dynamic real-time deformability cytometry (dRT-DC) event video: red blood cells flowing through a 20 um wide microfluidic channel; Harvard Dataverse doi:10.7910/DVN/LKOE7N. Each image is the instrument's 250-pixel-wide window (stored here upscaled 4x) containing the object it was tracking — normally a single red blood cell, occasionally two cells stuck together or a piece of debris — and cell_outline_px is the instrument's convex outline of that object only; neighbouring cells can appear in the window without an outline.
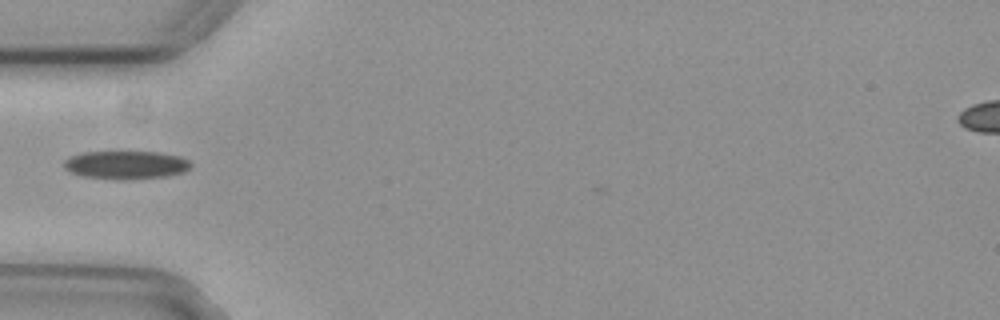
{"species": "common noctule bat (a hibernating species)", "species_latin": "Nyctalus noctula", "temperature_condition": "cold", "stored_images_in_passage": 3, "camera_frame_rate_fps": 3000, "um_per_image_px": 0.085, "animal": {"sex": "female", "body_mass_g": 29.2, "forearm_length_mm": 56.3}, "frame": {"image": 1, "passage_image": 1, "time_ms": 0.0, "image_size_px": [1000, 320], "cell_outline_px": [[192, 164], [184, 172], [168, 176], [124, 180], [116, 180], [84, 176], [68, 172], [64, 168], [64, 160], [68, 156], [80, 152], [160, 152], [180, 156], [188, 160]], "centroid_in_image_um": [10.67, 14.02], "position_along_channel_um": 74.3, "area_um2": 21.15}}